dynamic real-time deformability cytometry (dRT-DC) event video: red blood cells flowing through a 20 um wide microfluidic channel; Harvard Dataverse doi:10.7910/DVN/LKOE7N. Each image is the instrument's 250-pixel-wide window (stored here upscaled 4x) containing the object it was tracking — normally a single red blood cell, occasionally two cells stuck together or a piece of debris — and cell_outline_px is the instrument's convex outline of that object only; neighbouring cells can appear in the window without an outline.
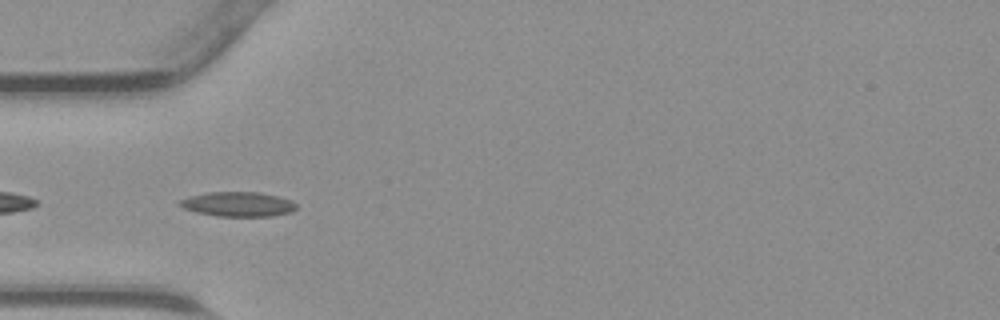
{"species": "common noctule bat (a hibernating species)", "species_latin": "Nyctalus noctula", "temperature_condition": "warm", "stored_images_in_passage": 33, "camera_frame_rate_fps": 3000, "um_per_image_px": 0.085, "animal": {"sex": "male", "body_mass_g": 23.1, "forearm_length_mm": 52.7}, "frame": {"image": 1, "passage_image": 2, "time_ms": 0.333, "image_size_px": [1000, 320], "cell_outline_px": [[296, 208], [292, 212], [272, 216], [216, 216], [196, 212], [184, 208], [176, 204], [180, 200], [188, 196], [208, 192], [260, 192], [292, 200], [296, 204]], "centroid_in_image_um": [20.21, 17.35], "position_along_channel_um": 64.8, "area_um2": 16.82}}
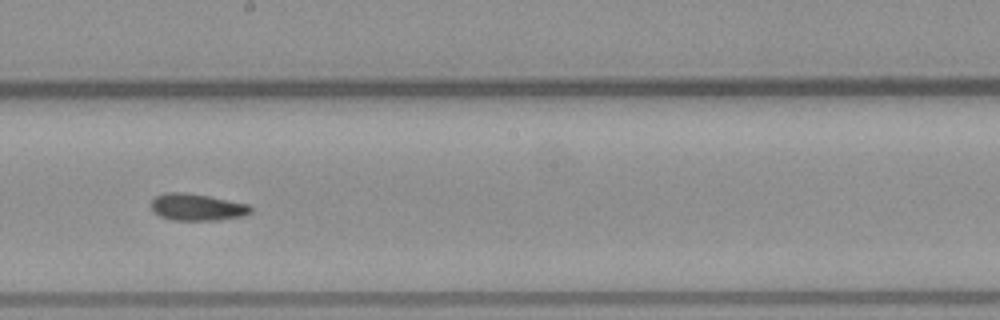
{"frame": {"image": 2, "passage_image": 13, "time_ms": 4.0, "image_size_px": [1000, 320], "cell_outline_px": [[252, 212], [240, 216], [216, 220], [172, 220], [160, 216], [152, 208], [152, 200], [156, 196], [164, 192], [188, 192], [248, 204], [252, 208]], "centroid_in_image_um": [16.73, 17.6], "position_along_channel_um": 231.5, "area_um2": 15.43}}
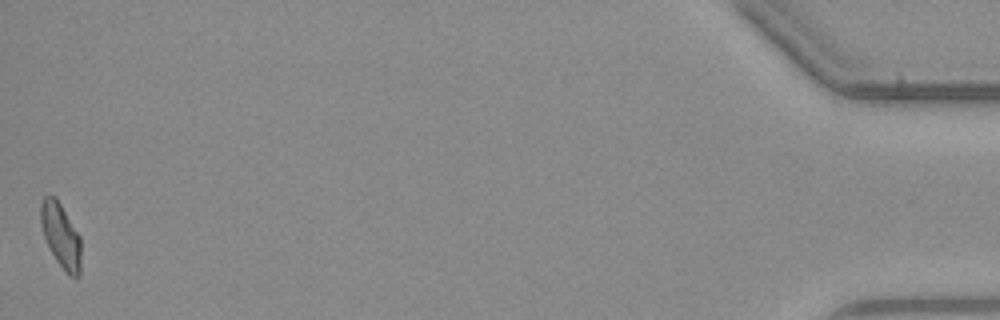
{"frame": {"image": 3, "passage_image": 33, "time_ms": 10.667, "image_size_px": [1000, 320], "cell_outline_px": [[80, 276], [68, 276], [56, 260], [44, 236], [40, 224], [40, 204], [44, 196], [56, 196], [80, 236]], "centroid_in_image_um": [5.16, 20.0], "position_along_channel_um": 430.0, "area_um2": 15.09}}